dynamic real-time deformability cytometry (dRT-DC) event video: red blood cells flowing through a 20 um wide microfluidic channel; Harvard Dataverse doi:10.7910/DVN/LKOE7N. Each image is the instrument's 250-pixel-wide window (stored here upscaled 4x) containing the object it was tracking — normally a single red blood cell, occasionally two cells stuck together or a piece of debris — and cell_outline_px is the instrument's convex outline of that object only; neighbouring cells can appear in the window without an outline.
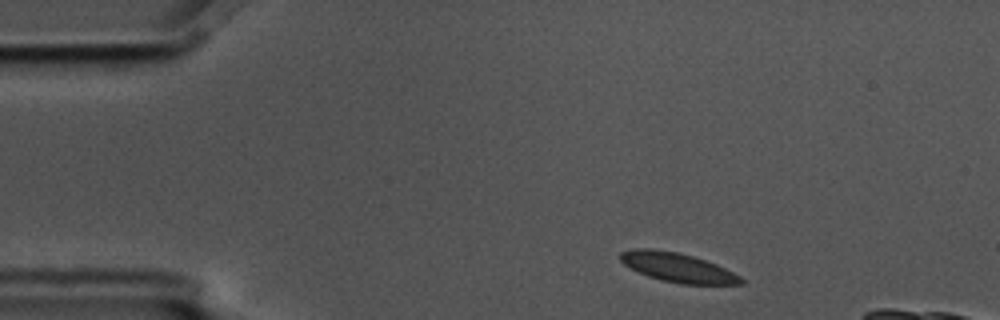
{"species": "common noctule bat (a hibernating species)", "species_latin": "Nyctalus noctula", "temperature_condition": "cold", "stored_images_in_passage": 3, "camera_frame_rate_fps": 3000, "um_per_image_px": 0.085, "animal": {"sex": "male", "body_mass_g": 17.5, "forearm_length_mm": 52.3}, "frame": {"image": 1, "passage_image": 1, "time_ms": 0.0, "image_size_px": [1000, 320], "cell_outline_px": [[744, 284], [680, 284], [660, 280], [648, 276], [624, 264], [620, 260], [620, 252], [636, 248], [652, 248], [676, 252], [692, 256], [716, 264], [740, 276], [744, 280]], "centroid_in_image_um": [57.59, 22.74], "position_along_channel_um": 27.4, "area_um2": 20.35}}